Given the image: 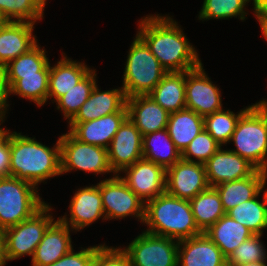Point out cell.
Here are the masks:
<instances>
[{
	"label": "cell",
	"mask_w": 267,
	"mask_h": 266,
	"mask_svg": "<svg viewBox=\"0 0 267 266\" xmlns=\"http://www.w3.org/2000/svg\"><path fill=\"white\" fill-rule=\"evenodd\" d=\"M173 16L149 14L140 19L137 35L167 72L192 70L202 64L196 48Z\"/></svg>",
	"instance_id": "6da1fadb"
},
{
	"label": "cell",
	"mask_w": 267,
	"mask_h": 266,
	"mask_svg": "<svg viewBox=\"0 0 267 266\" xmlns=\"http://www.w3.org/2000/svg\"><path fill=\"white\" fill-rule=\"evenodd\" d=\"M11 176L37 188L49 178L61 175L60 140L52 148L16 131L11 132Z\"/></svg>",
	"instance_id": "7a4b0ae2"
},
{
	"label": "cell",
	"mask_w": 267,
	"mask_h": 266,
	"mask_svg": "<svg viewBox=\"0 0 267 266\" xmlns=\"http://www.w3.org/2000/svg\"><path fill=\"white\" fill-rule=\"evenodd\" d=\"M145 232L175 240L192 238L203 233L196 225L189 200L167 192L145 203Z\"/></svg>",
	"instance_id": "3957f363"
},
{
	"label": "cell",
	"mask_w": 267,
	"mask_h": 266,
	"mask_svg": "<svg viewBox=\"0 0 267 266\" xmlns=\"http://www.w3.org/2000/svg\"><path fill=\"white\" fill-rule=\"evenodd\" d=\"M234 153L267 172V100L257 101L241 115L229 143Z\"/></svg>",
	"instance_id": "277c9868"
},
{
	"label": "cell",
	"mask_w": 267,
	"mask_h": 266,
	"mask_svg": "<svg viewBox=\"0 0 267 266\" xmlns=\"http://www.w3.org/2000/svg\"><path fill=\"white\" fill-rule=\"evenodd\" d=\"M122 88L126 98L148 95L167 71L151 53L146 43L136 34L125 62Z\"/></svg>",
	"instance_id": "5b68a950"
},
{
	"label": "cell",
	"mask_w": 267,
	"mask_h": 266,
	"mask_svg": "<svg viewBox=\"0 0 267 266\" xmlns=\"http://www.w3.org/2000/svg\"><path fill=\"white\" fill-rule=\"evenodd\" d=\"M39 189L14 176L0 178V232L27 220L45 202Z\"/></svg>",
	"instance_id": "8992f818"
},
{
	"label": "cell",
	"mask_w": 267,
	"mask_h": 266,
	"mask_svg": "<svg viewBox=\"0 0 267 266\" xmlns=\"http://www.w3.org/2000/svg\"><path fill=\"white\" fill-rule=\"evenodd\" d=\"M53 209L51 205L45 203L27 220L5 229L1 233L4 239L6 262L27 255L33 258L36 247L41 242L45 231L55 220L52 215Z\"/></svg>",
	"instance_id": "52a82bcc"
},
{
	"label": "cell",
	"mask_w": 267,
	"mask_h": 266,
	"mask_svg": "<svg viewBox=\"0 0 267 266\" xmlns=\"http://www.w3.org/2000/svg\"><path fill=\"white\" fill-rule=\"evenodd\" d=\"M59 137L61 175L67 172L84 171L91 174L113 173L108 160V149L83 143L69 131Z\"/></svg>",
	"instance_id": "ba28073f"
},
{
	"label": "cell",
	"mask_w": 267,
	"mask_h": 266,
	"mask_svg": "<svg viewBox=\"0 0 267 266\" xmlns=\"http://www.w3.org/2000/svg\"><path fill=\"white\" fill-rule=\"evenodd\" d=\"M178 245V240L143 231L121 249L131 266H178Z\"/></svg>",
	"instance_id": "9c48e42d"
},
{
	"label": "cell",
	"mask_w": 267,
	"mask_h": 266,
	"mask_svg": "<svg viewBox=\"0 0 267 266\" xmlns=\"http://www.w3.org/2000/svg\"><path fill=\"white\" fill-rule=\"evenodd\" d=\"M99 189L106 220L138 218L143 224L145 203L127 186L119 174L101 180Z\"/></svg>",
	"instance_id": "30bf717a"
},
{
	"label": "cell",
	"mask_w": 267,
	"mask_h": 266,
	"mask_svg": "<svg viewBox=\"0 0 267 266\" xmlns=\"http://www.w3.org/2000/svg\"><path fill=\"white\" fill-rule=\"evenodd\" d=\"M203 63L186 71V108L205 117L223 108L222 92L203 69Z\"/></svg>",
	"instance_id": "8fae6325"
},
{
	"label": "cell",
	"mask_w": 267,
	"mask_h": 266,
	"mask_svg": "<svg viewBox=\"0 0 267 266\" xmlns=\"http://www.w3.org/2000/svg\"><path fill=\"white\" fill-rule=\"evenodd\" d=\"M122 172L120 178L144 203L166 192V170L152 161L139 159Z\"/></svg>",
	"instance_id": "7c38bea8"
},
{
	"label": "cell",
	"mask_w": 267,
	"mask_h": 266,
	"mask_svg": "<svg viewBox=\"0 0 267 266\" xmlns=\"http://www.w3.org/2000/svg\"><path fill=\"white\" fill-rule=\"evenodd\" d=\"M209 187L203 163L180 159L166 170V192L172 196L191 200Z\"/></svg>",
	"instance_id": "4fadbf2b"
},
{
	"label": "cell",
	"mask_w": 267,
	"mask_h": 266,
	"mask_svg": "<svg viewBox=\"0 0 267 266\" xmlns=\"http://www.w3.org/2000/svg\"><path fill=\"white\" fill-rule=\"evenodd\" d=\"M69 215L58 217L63 223L67 224L73 232H79L92 223L102 219L106 220L102 206V198L99 183L85 186L75 191L70 204Z\"/></svg>",
	"instance_id": "5bb4252c"
},
{
	"label": "cell",
	"mask_w": 267,
	"mask_h": 266,
	"mask_svg": "<svg viewBox=\"0 0 267 266\" xmlns=\"http://www.w3.org/2000/svg\"><path fill=\"white\" fill-rule=\"evenodd\" d=\"M142 158L141 132L127 118L114 135L108 147L110 167L115 174H119L124 168L133 165Z\"/></svg>",
	"instance_id": "9a60e30c"
},
{
	"label": "cell",
	"mask_w": 267,
	"mask_h": 266,
	"mask_svg": "<svg viewBox=\"0 0 267 266\" xmlns=\"http://www.w3.org/2000/svg\"><path fill=\"white\" fill-rule=\"evenodd\" d=\"M210 187L251 176L257 168L247 159L222 146L204 163Z\"/></svg>",
	"instance_id": "2e32d148"
},
{
	"label": "cell",
	"mask_w": 267,
	"mask_h": 266,
	"mask_svg": "<svg viewBox=\"0 0 267 266\" xmlns=\"http://www.w3.org/2000/svg\"><path fill=\"white\" fill-rule=\"evenodd\" d=\"M127 118L128 112H115L88 122L68 123V127L69 132L79 141L108 149Z\"/></svg>",
	"instance_id": "e0dca14e"
},
{
	"label": "cell",
	"mask_w": 267,
	"mask_h": 266,
	"mask_svg": "<svg viewBox=\"0 0 267 266\" xmlns=\"http://www.w3.org/2000/svg\"><path fill=\"white\" fill-rule=\"evenodd\" d=\"M178 266H228L221 249L205 232L179 241Z\"/></svg>",
	"instance_id": "ac0fdd59"
},
{
	"label": "cell",
	"mask_w": 267,
	"mask_h": 266,
	"mask_svg": "<svg viewBox=\"0 0 267 266\" xmlns=\"http://www.w3.org/2000/svg\"><path fill=\"white\" fill-rule=\"evenodd\" d=\"M71 231L73 230L59 218L54 220L36 247L31 266L50 265L70 252L74 248Z\"/></svg>",
	"instance_id": "d6986e66"
},
{
	"label": "cell",
	"mask_w": 267,
	"mask_h": 266,
	"mask_svg": "<svg viewBox=\"0 0 267 266\" xmlns=\"http://www.w3.org/2000/svg\"><path fill=\"white\" fill-rule=\"evenodd\" d=\"M128 118L144 136L167 128L170 113L149 95L126 98Z\"/></svg>",
	"instance_id": "ffe728a7"
},
{
	"label": "cell",
	"mask_w": 267,
	"mask_h": 266,
	"mask_svg": "<svg viewBox=\"0 0 267 266\" xmlns=\"http://www.w3.org/2000/svg\"><path fill=\"white\" fill-rule=\"evenodd\" d=\"M115 112H127L126 96L122 87L101 91L96 84L89 98L68 123L88 122Z\"/></svg>",
	"instance_id": "44dd1931"
},
{
	"label": "cell",
	"mask_w": 267,
	"mask_h": 266,
	"mask_svg": "<svg viewBox=\"0 0 267 266\" xmlns=\"http://www.w3.org/2000/svg\"><path fill=\"white\" fill-rule=\"evenodd\" d=\"M34 23L8 21L0 31V67L28 52L38 42L33 35Z\"/></svg>",
	"instance_id": "7402d4cb"
},
{
	"label": "cell",
	"mask_w": 267,
	"mask_h": 266,
	"mask_svg": "<svg viewBox=\"0 0 267 266\" xmlns=\"http://www.w3.org/2000/svg\"><path fill=\"white\" fill-rule=\"evenodd\" d=\"M64 54L55 65L50 63L47 102L52 98L51 101L56 102L92 70L85 62L72 60Z\"/></svg>",
	"instance_id": "603a6c76"
},
{
	"label": "cell",
	"mask_w": 267,
	"mask_h": 266,
	"mask_svg": "<svg viewBox=\"0 0 267 266\" xmlns=\"http://www.w3.org/2000/svg\"><path fill=\"white\" fill-rule=\"evenodd\" d=\"M267 172L257 169L251 176L244 179L223 182L214 188L219 193L224 211L229 210L256 197L266 188Z\"/></svg>",
	"instance_id": "cb8c5ba5"
},
{
	"label": "cell",
	"mask_w": 267,
	"mask_h": 266,
	"mask_svg": "<svg viewBox=\"0 0 267 266\" xmlns=\"http://www.w3.org/2000/svg\"><path fill=\"white\" fill-rule=\"evenodd\" d=\"M186 71L167 72L162 80L148 94L169 113L186 108Z\"/></svg>",
	"instance_id": "d4e9b609"
},
{
	"label": "cell",
	"mask_w": 267,
	"mask_h": 266,
	"mask_svg": "<svg viewBox=\"0 0 267 266\" xmlns=\"http://www.w3.org/2000/svg\"><path fill=\"white\" fill-rule=\"evenodd\" d=\"M205 233L221 249L226 258L253 235L250 229L235 221L228 214L223 215Z\"/></svg>",
	"instance_id": "484cf974"
},
{
	"label": "cell",
	"mask_w": 267,
	"mask_h": 266,
	"mask_svg": "<svg viewBox=\"0 0 267 266\" xmlns=\"http://www.w3.org/2000/svg\"><path fill=\"white\" fill-rule=\"evenodd\" d=\"M142 152L144 159L165 170L181 159V152L175 147L167 128L142 136Z\"/></svg>",
	"instance_id": "4316f807"
},
{
	"label": "cell",
	"mask_w": 267,
	"mask_h": 266,
	"mask_svg": "<svg viewBox=\"0 0 267 266\" xmlns=\"http://www.w3.org/2000/svg\"><path fill=\"white\" fill-rule=\"evenodd\" d=\"M167 130L175 147L182 153L189 143L204 130L203 117L187 108L169 115Z\"/></svg>",
	"instance_id": "83f0119b"
},
{
	"label": "cell",
	"mask_w": 267,
	"mask_h": 266,
	"mask_svg": "<svg viewBox=\"0 0 267 266\" xmlns=\"http://www.w3.org/2000/svg\"><path fill=\"white\" fill-rule=\"evenodd\" d=\"M37 43L28 52L23 53L18 58L11 60L4 66L9 88L21 76L38 75V72H50V61L46 55L45 48Z\"/></svg>",
	"instance_id": "f1b7e54d"
},
{
	"label": "cell",
	"mask_w": 267,
	"mask_h": 266,
	"mask_svg": "<svg viewBox=\"0 0 267 266\" xmlns=\"http://www.w3.org/2000/svg\"><path fill=\"white\" fill-rule=\"evenodd\" d=\"M261 193L250 200L238 204L226 214L250 229L253 234L263 235L264 230H267V189H263V196ZM261 196L262 201L259 199Z\"/></svg>",
	"instance_id": "f546056e"
},
{
	"label": "cell",
	"mask_w": 267,
	"mask_h": 266,
	"mask_svg": "<svg viewBox=\"0 0 267 266\" xmlns=\"http://www.w3.org/2000/svg\"><path fill=\"white\" fill-rule=\"evenodd\" d=\"M197 227L205 232L226 212L223 209L219 193L214 187L200 192L189 200Z\"/></svg>",
	"instance_id": "4dcf8cb0"
},
{
	"label": "cell",
	"mask_w": 267,
	"mask_h": 266,
	"mask_svg": "<svg viewBox=\"0 0 267 266\" xmlns=\"http://www.w3.org/2000/svg\"><path fill=\"white\" fill-rule=\"evenodd\" d=\"M96 69H92L77 85L56 101L57 110L63 113L64 119L70 122L78 113L80 107L89 98L97 84Z\"/></svg>",
	"instance_id": "1f68e13d"
},
{
	"label": "cell",
	"mask_w": 267,
	"mask_h": 266,
	"mask_svg": "<svg viewBox=\"0 0 267 266\" xmlns=\"http://www.w3.org/2000/svg\"><path fill=\"white\" fill-rule=\"evenodd\" d=\"M244 107L239 112L222 109L203 117L204 129L221 145H227L236 128L241 115L250 107Z\"/></svg>",
	"instance_id": "d6a6232c"
},
{
	"label": "cell",
	"mask_w": 267,
	"mask_h": 266,
	"mask_svg": "<svg viewBox=\"0 0 267 266\" xmlns=\"http://www.w3.org/2000/svg\"><path fill=\"white\" fill-rule=\"evenodd\" d=\"M48 0H0V15L8 21H25L36 24L43 19Z\"/></svg>",
	"instance_id": "836d02e7"
},
{
	"label": "cell",
	"mask_w": 267,
	"mask_h": 266,
	"mask_svg": "<svg viewBox=\"0 0 267 266\" xmlns=\"http://www.w3.org/2000/svg\"><path fill=\"white\" fill-rule=\"evenodd\" d=\"M48 88L49 72H38V75L21 76L10 87V95H18L41 107L47 102Z\"/></svg>",
	"instance_id": "e575fe53"
},
{
	"label": "cell",
	"mask_w": 267,
	"mask_h": 266,
	"mask_svg": "<svg viewBox=\"0 0 267 266\" xmlns=\"http://www.w3.org/2000/svg\"><path fill=\"white\" fill-rule=\"evenodd\" d=\"M251 0H204L202 9L198 14V20L237 18L245 20L246 6Z\"/></svg>",
	"instance_id": "d590c367"
},
{
	"label": "cell",
	"mask_w": 267,
	"mask_h": 266,
	"mask_svg": "<svg viewBox=\"0 0 267 266\" xmlns=\"http://www.w3.org/2000/svg\"><path fill=\"white\" fill-rule=\"evenodd\" d=\"M261 234H253L250 238L242 242L227 258L228 266H236L250 262H260L267 260V252Z\"/></svg>",
	"instance_id": "8d00e7d4"
},
{
	"label": "cell",
	"mask_w": 267,
	"mask_h": 266,
	"mask_svg": "<svg viewBox=\"0 0 267 266\" xmlns=\"http://www.w3.org/2000/svg\"><path fill=\"white\" fill-rule=\"evenodd\" d=\"M220 147L221 145L204 129L184 149L181 159L204 164Z\"/></svg>",
	"instance_id": "74e56055"
},
{
	"label": "cell",
	"mask_w": 267,
	"mask_h": 266,
	"mask_svg": "<svg viewBox=\"0 0 267 266\" xmlns=\"http://www.w3.org/2000/svg\"><path fill=\"white\" fill-rule=\"evenodd\" d=\"M91 266H131L127 254L120 247L105 243L96 251Z\"/></svg>",
	"instance_id": "f35d334b"
},
{
	"label": "cell",
	"mask_w": 267,
	"mask_h": 266,
	"mask_svg": "<svg viewBox=\"0 0 267 266\" xmlns=\"http://www.w3.org/2000/svg\"><path fill=\"white\" fill-rule=\"evenodd\" d=\"M103 244L96 246H88V248H82L80 251L72 249L70 252L65 254L63 257L58 259L56 262L47 266H91L96 251Z\"/></svg>",
	"instance_id": "ab89813d"
},
{
	"label": "cell",
	"mask_w": 267,
	"mask_h": 266,
	"mask_svg": "<svg viewBox=\"0 0 267 266\" xmlns=\"http://www.w3.org/2000/svg\"><path fill=\"white\" fill-rule=\"evenodd\" d=\"M11 131H6L0 136V178L11 176Z\"/></svg>",
	"instance_id": "60d3db41"
},
{
	"label": "cell",
	"mask_w": 267,
	"mask_h": 266,
	"mask_svg": "<svg viewBox=\"0 0 267 266\" xmlns=\"http://www.w3.org/2000/svg\"><path fill=\"white\" fill-rule=\"evenodd\" d=\"M10 88L4 67H0V122H5L6 113L9 111Z\"/></svg>",
	"instance_id": "b9f144b4"
},
{
	"label": "cell",
	"mask_w": 267,
	"mask_h": 266,
	"mask_svg": "<svg viewBox=\"0 0 267 266\" xmlns=\"http://www.w3.org/2000/svg\"><path fill=\"white\" fill-rule=\"evenodd\" d=\"M256 18L258 20L257 22H259L262 35L265 41H267V9L258 11Z\"/></svg>",
	"instance_id": "7bdbcfd3"
},
{
	"label": "cell",
	"mask_w": 267,
	"mask_h": 266,
	"mask_svg": "<svg viewBox=\"0 0 267 266\" xmlns=\"http://www.w3.org/2000/svg\"><path fill=\"white\" fill-rule=\"evenodd\" d=\"M253 4V13L255 17L257 16V12L263 9H267V0H252Z\"/></svg>",
	"instance_id": "ee69618b"
},
{
	"label": "cell",
	"mask_w": 267,
	"mask_h": 266,
	"mask_svg": "<svg viewBox=\"0 0 267 266\" xmlns=\"http://www.w3.org/2000/svg\"><path fill=\"white\" fill-rule=\"evenodd\" d=\"M7 264L5 259V249H4V239L0 233V266H5Z\"/></svg>",
	"instance_id": "f6af8a7d"
},
{
	"label": "cell",
	"mask_w": 267,
	"mask_h": 266,
	"mask_svg": "<svg viewBox=\"0 0 267 266\" xmlns=\"http://www.w3.org/2000/svg\"><path fill=\"white\" fill-rule=\"evenodd\" d=\"M236 266H267V265H266V261H260V262L245 263V264L236 265Z\"/></svg>",
	"instance_id": "bcb514c9"
},
{
	"label": "cell",
	"mask_w": 267,
	"mask_h": 266,
	"mask_svg": "<svg viewBox=\"0 0 267 266\" xmlns=\"http://www.w3.org/2000/svg\"><path fill=\"white\" fill-rule=\"evenodd\" d=\"M7 22H8V20L4 16L0 15V31L7 24Z\"/></svg>",
	"instance_id": "7dc6e473"
},
{
	"label": "cell",
	"mask_w": 267,
	"mask_h": 266,
	"mask_svg": "<svg viewBox=\"0 0 267 266\" xmlns=\"http://www.w3.org/2000/svg\"><path fill=\"white\" fill-rule=\"evenodd\" d=\"M2 123L0 122V136L6 131L7 128L1 127Z\"/></svg>",
	"instance_id": "c3c4849f"
}]
</instances>
